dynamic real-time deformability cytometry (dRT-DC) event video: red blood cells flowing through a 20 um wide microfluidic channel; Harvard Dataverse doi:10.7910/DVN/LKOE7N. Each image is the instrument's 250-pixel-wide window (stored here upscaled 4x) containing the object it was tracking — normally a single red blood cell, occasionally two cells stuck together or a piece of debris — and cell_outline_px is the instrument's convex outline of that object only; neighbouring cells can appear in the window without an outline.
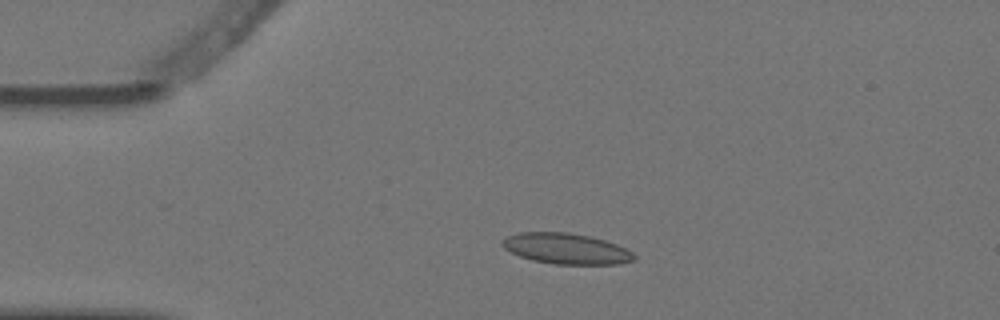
{"species": "Egyptian fruit bat (a non-hibernating species)", "species_latin": "Rousettus aegyptiacus", "temperature_condition": "warm", "stored_images_in_passage": 5, "camera_frame_rate_fps": 3000, "um_per_image_px": 0.085, "animal": {"sex": "female"}, "frame": {"image": 1, "passage_image": 4, "time_ms": 1.0, "image_size_px": [1000, 320], "cell_outline_px": [[636, 260], [620, 264], [556, 264], [532, 260], [520, 256], [504, 248], [500, 244], [500, 240], [508, 236], [520, 232], [568, 232], [588, 236], [604, 240], [616, 244], [632, 252], [636, 256]], "centroid_in_image_um": [48.12, 21.13], "position_along_channel_um": 36.9, "area_um2": 23.58}}